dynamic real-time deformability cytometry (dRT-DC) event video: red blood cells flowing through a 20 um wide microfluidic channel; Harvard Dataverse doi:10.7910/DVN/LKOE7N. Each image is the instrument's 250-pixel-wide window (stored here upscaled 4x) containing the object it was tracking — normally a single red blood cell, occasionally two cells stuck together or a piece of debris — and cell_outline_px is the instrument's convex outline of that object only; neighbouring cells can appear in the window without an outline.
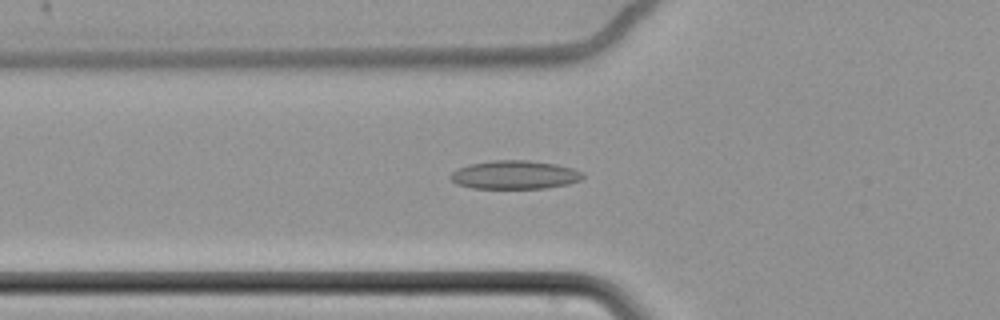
{"species": "common noctule bat (a hibernating species)", "species_latin": "Nyctalus noctula", "temperature_condition": "cold", "stored_images_in_passage": 52, "camera_frame_rate_fps": 3000, "um_per_image_px": 0.085, "animal": {"sex": "female", "body_mass_g": 22.7, "forearm_length_mm": 54.2}, "frame": {"image": 1, "passage_image": 14, "time_ms": 4.333, "image_size_px": [1000, 320], "cell_outline_px": [[584, 176], [580, 180], [568, 184], [544, 188], [472, 188], [456, 184], [448, 176], [452, 172], [460, 168], [472, 164], [492, 160], [528, 160], [556, 164], [572, 168], [584, 172]], "centroid_in_image_um": [43.77, 14.86], "position_along_channel_um": 82.0, "area_um2": 21.91}}
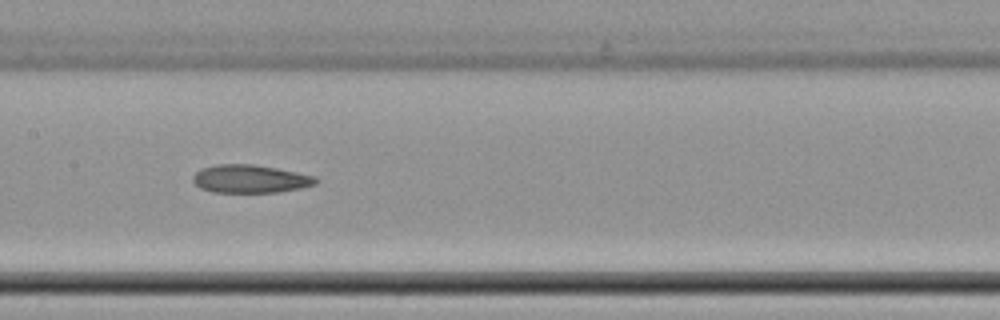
{"frame": {"image": 2, "passage_image": 23, "time_ms": 7.333, "image_size_px": [1000, 320], "cell_outline_px": [[320, 180], [316, 184], [300, 188], [276, 192], [212, 192], [200, 188], [192, 180], [192, 176], [200, 168], [216, 164], [252, 164], [276, 168], [316, 176]], "centroid_in_image_um": [21.26, 15.2], "position_along_channel_um": 186.1, "area_um2": 20.17}}
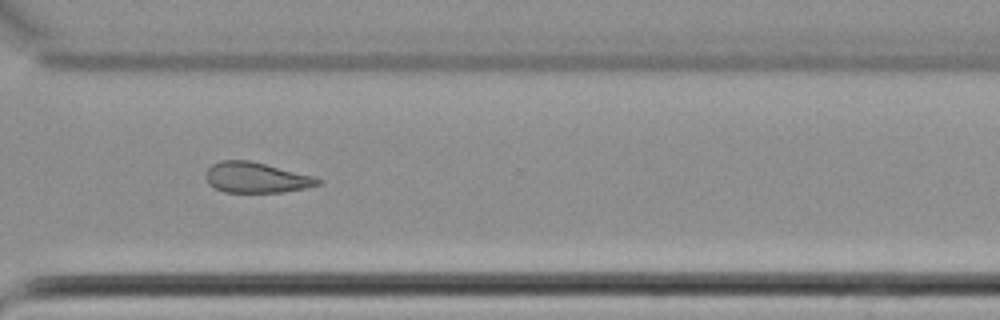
{"frame": {"image": 3, "passage_image": 37, "time_ms": 12.0, "image_size_px": [1000, 320], "cell_outline_px": [[324, 180], [320, 184], [308, 188], [284, 192], [224, 192], [208, 184], [208, 168], [212, 164], [220, 160], [248, 160], [316, 176]], "centroid_in_image_um": [21.86, 15.1], "position_along_channel_um": 348.7, "area_um2": 19.94}, "authors_computed_cell_mechanics": {"area_um2": 21.2704, "velocity_mm_per_s": 3.4835, "shape_relaxation_time_tau1_ms": null, "shape_relaxation_time_tau2_ms": 7.2741, "deformation_change_tau1": null, "deformation_change_tau2": 0.1389}}